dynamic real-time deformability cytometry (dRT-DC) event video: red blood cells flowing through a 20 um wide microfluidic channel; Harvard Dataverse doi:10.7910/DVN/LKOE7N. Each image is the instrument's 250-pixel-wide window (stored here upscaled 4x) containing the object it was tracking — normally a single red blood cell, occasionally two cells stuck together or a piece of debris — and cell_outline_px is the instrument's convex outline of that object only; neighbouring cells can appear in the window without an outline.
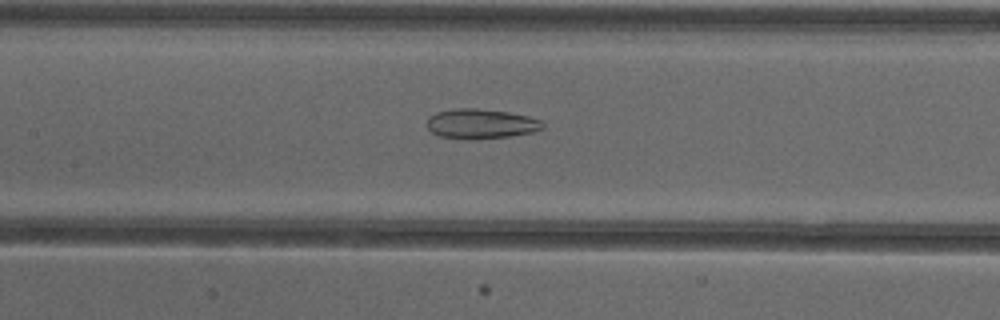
{"species": "common noctule bat (a hibernating species)", "species_latin": "Nyctalus noctula", "temperature_condition": "cold", "stored_images_in_passage": 53, "camera_frame_rate_fps": 3000, "um_per_image_px": 0.085, "animal": {"sex": "female"}, "frame": {"image": 1, "passage_image": 25, "time_ms": 8.0, "image_size_px": [1000, 320], "cell_outline_px": [[544, 128], [532, 132], [508, 136], [468, 140], [440, 136], [432, 132], [428, 128], [428, 116], [436, 112], [452, 108], [476, 108], [508, 112], [528, 116], [540, 120], [544, 124]], "centroid_in_image_um": [40.85, 10.51], "position_along_channel_um": 166.5, "area_um2": 20.11}}
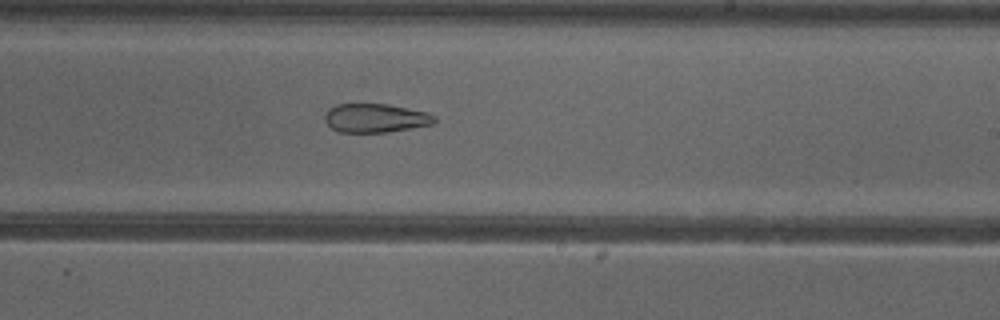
{"frame": {"image": 2, "passage_image": 32, "time_ms": 10.333, "image_size_px": [1000, 320], "cell_outline_px": [[436, 120], [432, 124], [384, 132], [340, 132], [332, 128], [324, 120], [324, 112], [328, 108], [336, 104], [388, 104], [428, 112], [436, 116]], "centroid_in_image_um": [31.88, 10.02], "position_along_channel_um": 257.1, "area_um2": 18.38}}
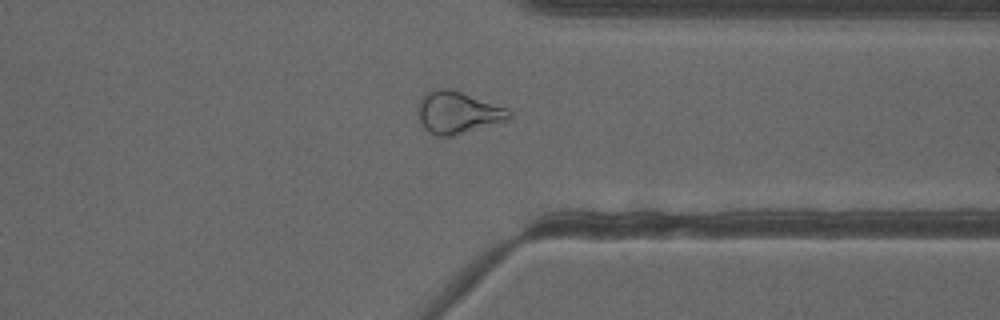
{"frame": {"image": 3, "passage_image": 41, "time_ms": 13.333, "image_size_px": [1000, 320], "cell_outline_px": [[512, 120], [504, 124], [452, 136], [436, 136], [428, 132], [424, 128], [416, 112], [416, 108], [420, 96], [424, 92], [432, 88], [452, 88], [508, 108], [512, 112]], "centroid_in_image_um": [38.95, 9.56], "position_along_channel_um": 372.5, "area_um2": 23.64}, "authors_computed_cell_mechanics": {"area_um2": 24.1604, "velocity_mm_per_s": 3.8892, "shape_relaxation_time_tau1_ms": null, "shape_relaxation_time_tau2_ms": 4.1672, "deformation_change_tau1": null, "deformation_change_tau2": 0.1333}}